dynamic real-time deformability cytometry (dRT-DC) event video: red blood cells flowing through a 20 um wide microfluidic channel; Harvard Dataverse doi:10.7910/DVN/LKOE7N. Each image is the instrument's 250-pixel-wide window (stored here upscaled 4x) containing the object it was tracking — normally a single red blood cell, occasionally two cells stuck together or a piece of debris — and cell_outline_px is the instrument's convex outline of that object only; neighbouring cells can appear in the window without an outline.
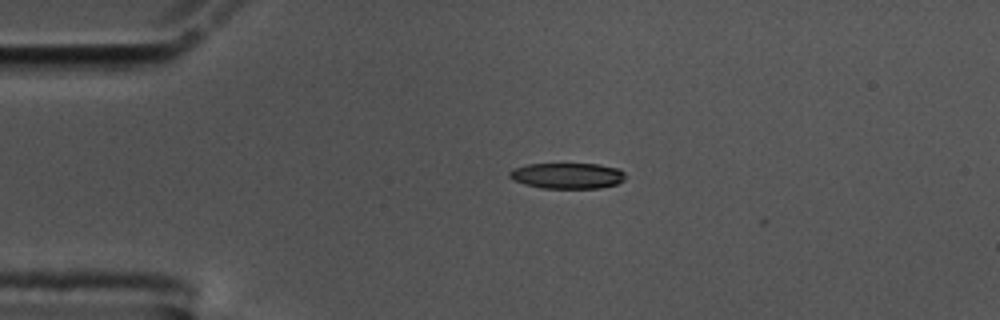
{"species": "common noctule bat (a hibernating species)", "species_latin": "Nyctalus noctula", "temperature_condition": "cold", "stored_images_in_passage": 4, "camera_frame_rate_fps": 3000, "um_per_image_px": 0.085, "animal": {"sex": "male", "body_mass_g": 17.5, "forearm_length_mm": 52.3}, "frame": {"image": 1, "passage_image": 1, "time_ms": 0.0, "image_size_px": [1000, 320], "cell_outline_px": [[624, 180], [616, 184], [600, 188], [544, 188], [524, 184], [512, 180], [508, 176], [508, 172], [512, 168], [528, 164], [600, 164], [620, 168], [624, 172]], "centroid_in_image_um": [48.21, 14.93], "position_along_channel_um": 36.8, "area_um2": 17.57}}